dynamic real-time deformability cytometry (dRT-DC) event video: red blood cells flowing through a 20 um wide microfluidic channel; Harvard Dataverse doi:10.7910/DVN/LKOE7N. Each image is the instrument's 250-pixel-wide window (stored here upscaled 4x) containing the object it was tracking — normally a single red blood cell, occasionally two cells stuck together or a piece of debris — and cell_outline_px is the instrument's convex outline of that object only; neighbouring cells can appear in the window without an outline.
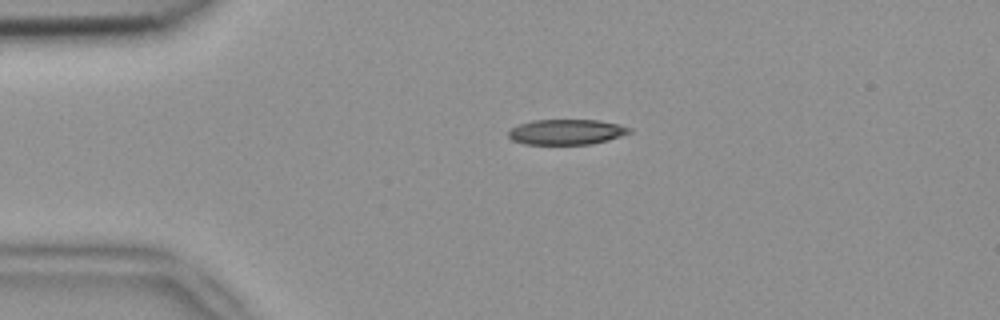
{"species": "common noctule bat (a hibernating species)", "species_latin": "Nyctalus noctula", "temperature_condition": "room temperature", "stored_images_in_passage": 41, "camera_frame_rate_fps": 3000, "um_per_image_px": 0.085, "animal": {"sex": "female", "body_mass_g": 18.4}, "frame": {"image": 1, "passage_image": 1, "time_ms": 0.0, "image_size_px": [1000, 320], "cell_outline_px": [[632, 132], [608, 140], [592, 144], [524, 144], [512, 140], [508, 136], [508, 132], [512, 128], [520, 124], [532, 120], [600, 120], [620, 124], [632, 128]], "centroid_in_image_um": [48.18, 11.21], "position_along_channel_um": 36.8, "area_um2": 17.92}}
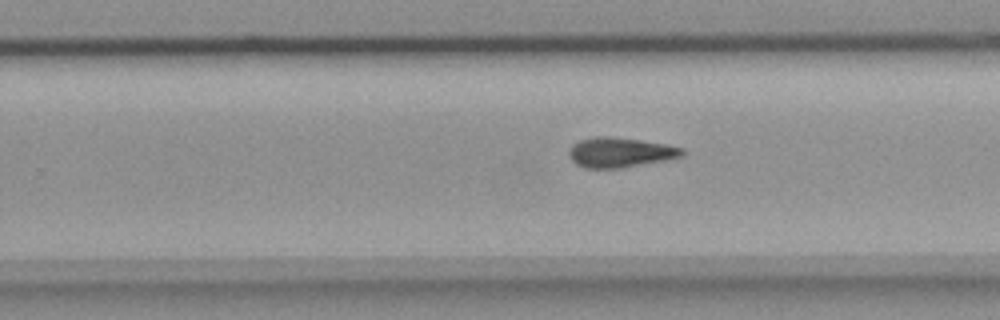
{"frame": {"image": 2, "passage_image": 22, "time_ms": 7.0, "image_size_px": [1000, 320], "cell_outline_px": [[684, 156], [672, 160], [620, 168], [588, 168], [576, 164], [572, 160], [568, 152], [572, 144], [580, 140], [592, 136], [608, 136], [640, 140], [664, 144], [684, 148]], "centroid_in_image_um": [52.75, 12.96], "position_along_channel_um": 277.1, "area_um2": 19.94}}
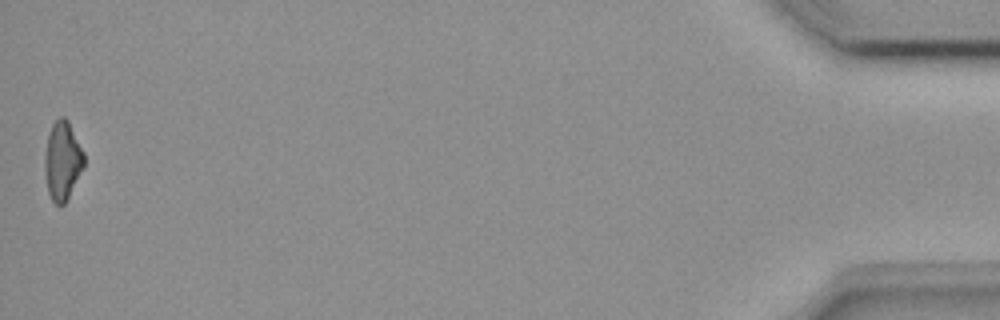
{"frame": {"image": 3, "passage_image": 41, "time_ms": 13.333, "image_size_px": [1000, 320], "cell_outline_px": [[84, 164], [64, 204], [56, 204], [52, 200], [48, 192], [44, 172], [44, 156], [48, 136], [52, 124], [60, 116], [64, 116], [68, 120], [84, 152]], "centroid_in_image_um": [5.29, 13.62], "position_along_channel_um": 429.9, "area_um2": 17.74}, "authors_computed_cell_mechanics": {"area_um2": 19.2474, "velocity_mm_per_s": 3.9143, "shape_relaxation_time_tau1_ms": 8.6198, "shape_relaxation_time_tau2_ms": 7.2151, "deformation_change_tau1": 0.2061, "deformation_change_tau2": 0.201}}